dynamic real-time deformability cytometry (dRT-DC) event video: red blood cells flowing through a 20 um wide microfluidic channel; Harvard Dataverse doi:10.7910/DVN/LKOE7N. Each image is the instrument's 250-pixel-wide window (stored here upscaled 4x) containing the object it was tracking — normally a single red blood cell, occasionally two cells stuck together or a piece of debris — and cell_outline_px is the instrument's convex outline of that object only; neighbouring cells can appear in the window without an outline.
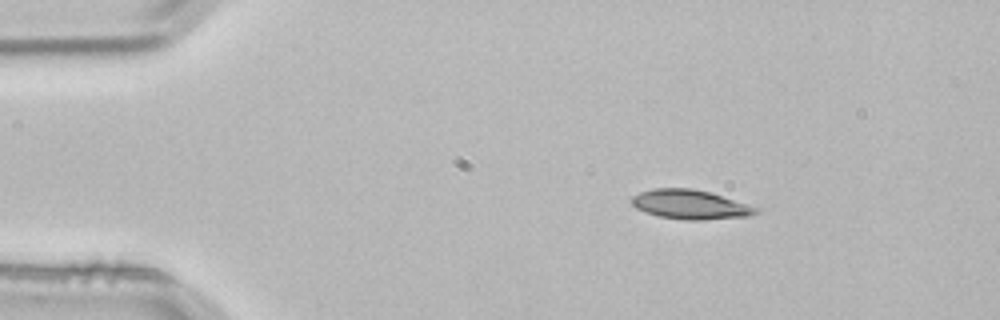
{"species": "common noctule bat (a hibernating species)", "species_latin": "Nyctalus noctula", "temperature_condition": "room temperature", "stored_images_in_passage": 2, "camera_frame_rate_fps": 3000, "um_per_image_px": 0.085, "animal": {"sex": "male", "body_mass_g": 21.5, "forearm_length_mm": 52.0}, "frame": {"image": 1, "passage_image": 1, "time_ms": 0.0, "image_size_px": [1000, 320], "cell_outline_px": [[760, 212], [748, 216], [700, 220], [684, 220], [660, 216], [644, 212], [636, 208], [632, 204], [632, 196], [640, 192], [652, 188], [692, 188], [708, 192], [760, 208]], "centroid_in_image_um": [58.65, 17.38], "position_along_channel_um": 26.3, "area_um2": 21.1}}